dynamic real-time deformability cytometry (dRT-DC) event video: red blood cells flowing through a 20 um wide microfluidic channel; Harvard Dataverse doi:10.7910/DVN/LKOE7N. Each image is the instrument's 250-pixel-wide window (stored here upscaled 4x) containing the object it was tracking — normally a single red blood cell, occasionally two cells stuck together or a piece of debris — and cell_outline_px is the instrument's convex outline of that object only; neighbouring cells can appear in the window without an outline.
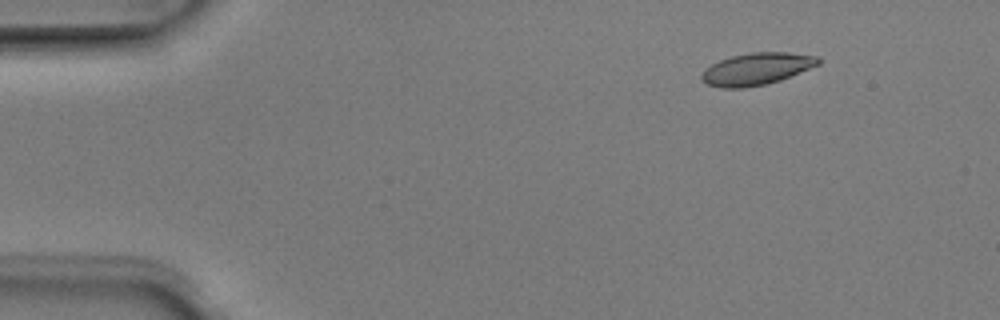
{"species": "Egyptian fruit bat (a non-hibernating species)", "species_latin": "Rousettus aegyptiacus", "temperature_condition": "room temperature", "stored_images_in_passage": 7, "camera_frame_rate_fps": 3000, "um_per_image_px": 0.085, "animal": {"sex": "male"}, "frame": {"image": 1, "passage_image": 2, "time_ms": 0.333, "image_size_px": [1000, 320], "cell_outline_px": [[820, 64], [780, 80], [768, 84], [744, 88], [720, 88], [708, 84], [700, 80], [700, 76], [704, 68], [720, 60], [732, 56], [752, 52], [788, 52], [820, 56]], "centroid_in_image_um": [64.3, 5.86], "position_along_channel_um": 20.7, "area_um2": 21.96}}
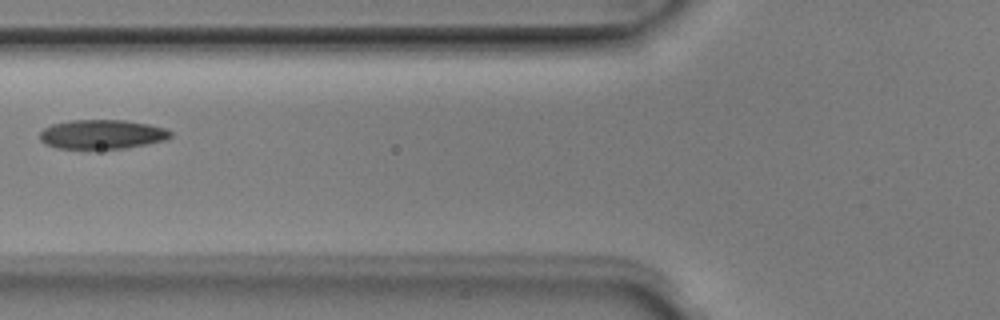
{"frame": {"image": 2, "passage_image": 6, "time_ms": 1.667, "image_size_px": [1000, 320], "cell_outline_px": [[172, 136], [168, 140], [124, 148], [56, 148], [44, 144], [40, 140], [40, 132], [44, 128], [52, 124], [68, 120], [124, 120], [148, 124], [164, 128], [172, 132]], "centroid_in_image_um": [8.67, 11.41], "position_along_channel_um": 117.1, "area_um2": 22.31}}
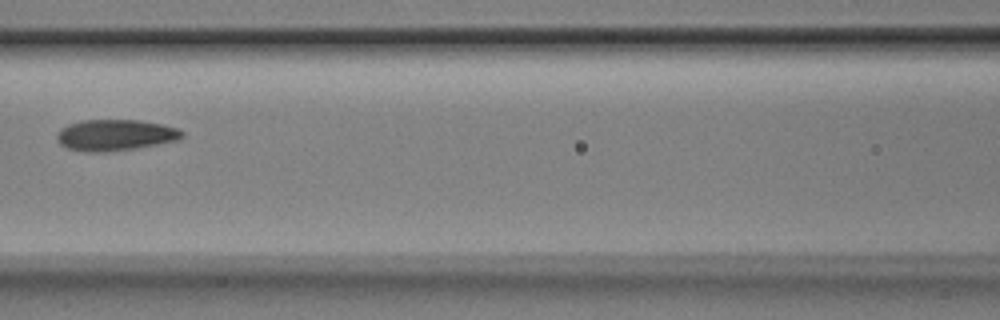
{"frame": {"image": 3, "passage_image": 7, "time_ms": 2.0, "image_size_px": [1000, 320], "cell_outline_px": [[184, 136], [176, 140], [132, 148], [104, 152], [88, 152], [68, 148], [60, 144], [56, 140], [56, 136], [60, 128], [68, 124], [84, 120], [140, 120], [160, 124], [176, 128], [184, 132]], "centroid_in_image_um": [9.74, 11.47], "position_along_channel_um": 156.9, "area_um2": 22.43}}